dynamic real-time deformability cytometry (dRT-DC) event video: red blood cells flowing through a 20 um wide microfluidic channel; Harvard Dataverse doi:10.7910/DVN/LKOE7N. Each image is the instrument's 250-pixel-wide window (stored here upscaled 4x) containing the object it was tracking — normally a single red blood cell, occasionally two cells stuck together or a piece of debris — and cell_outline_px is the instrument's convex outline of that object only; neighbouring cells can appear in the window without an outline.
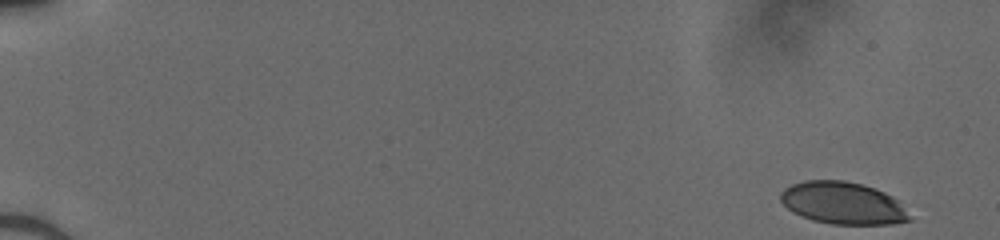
{"species": "human", "species_latin": "Homo sapiens", "temperature_condition": "cold", "stored_images_in_passage": 23, "camera_frame_rate_fps": 3000, "um_per_image_px": 0.085, "donor": {"sex": "male"}, "frame": {"image": 1, "passage_image": 1, "time_ms": 0.0, "image_size_px": [1000, 240], "cell_outline_px": [[912, 220], [892, 224], [832, 224], [812, 220], [792, 212], [780, 200], [780, 192], [784, 188], [792, 184], [804, 180], [844, 180], [876, 188], [900, 200]], "centroid_in_image_um": [71.65, 17.26], "position_along_channel_um": 13.3, "area_um2": 31.91}}
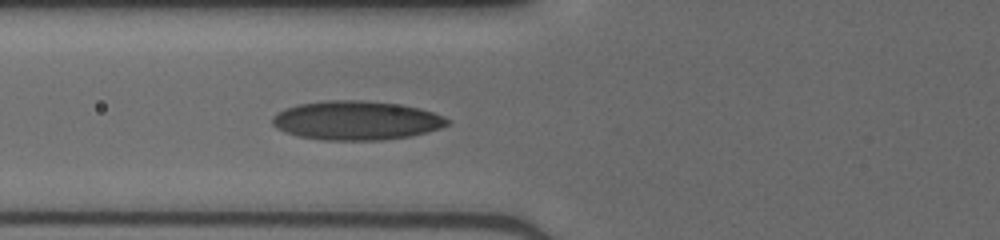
{"frame": {"image": 2, "passage_image": 17, "time_ms": 5.333, "image_size_px": [1000, 240], "cell_outline_px": [[452, 120], [448, 124], [440, 128], [408, 136], [380, 140], [320, 140], [296, 136], [284, 132], [276, 128], [272, 124], [272, 116], [276, 112], [284, 108], [296, 104], [328, 100], [360, 100], [400, 104], [420, 108], [444, 116]], "centroid_in_image_um": [30.23, 10.23], "position_along_channel_um": 95.6, "area_um2": 40.06}}
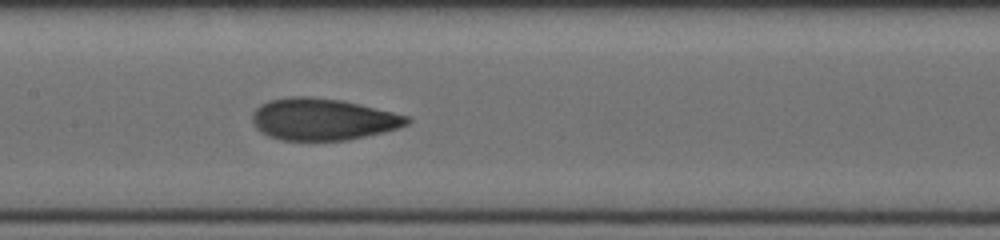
{"frame": {"image": 3, "passage_image": 23, "time_ms": 7.333, "image_size_px": [1000, 240], "cell_outline_px": [[412, 120], [408, 124], [384, 132], [348, 140], [280, 140], [268, 136], [260, 132], [252, 124], [252, 112], [260, 104], [268, 100], [292, 96], [308, 96], [340, 100], [392, 112], [408, 116]], "centroid_in_image_um": [27.38, 10.14], "position_along_channel_um": 180.0, "area_um2": 37.69}}